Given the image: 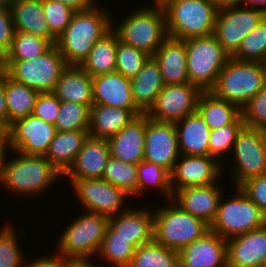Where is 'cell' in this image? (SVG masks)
<instances>
[{
  "label": "cell",
  "instance_id": "277c9868",
  "mask_svg": "<svg viewBox=\"0 0 266 267\" xmlns=\"http://www.w3.org/2000/svg\"><path fill=\"white\" fill-rule=\"evenodd\" d=\"M108 225V216L83 210L58 236L56 253L71 261L94 260Z\"/></svg>",
  "mask_w": 266,
  "mask_h": 267
},
{
  "label": "cell",
  "instance_id": "680465c9",
  "mask_svg": "<svg viewBox=\"0 0 266 267\" xmlns=\"http://www.w3.org/2000/svg\"><path fill=\"white\" fill-rule=\"evenodd\" d=\"M211 1H213L218 7L241 3V0H211Z\"/></svg>",
  "mask_w": 266,
  "mask_h": 267
},
{
  "label": "cell",
  "instance_id": "44dd1931",
  "mask_svg": "<svg viewBox=\"0 0 266 267\" xmlns=\"http://www.w3.org/2000/svg\"><path fill=\"white\" fill-rule=\"evenodd\" d=\"M132 207V208H131ZM149 207L130 206L126 211L109 217V227L116 235L128 240L135 248L153 240L154 213ZM152 210V211H151Z\"/></svg>",
  "mask_w": 266,
  "mask_h": 267
},
{
  "label": "cell",
  "instance_id": "6da1fadb",
  "mask_svg": "<svg viewBox=\"0 0 266 267\" xmlns=\"http://www.w3.org/2000/svg\"><path fill=\"white\" fill-rule=\"evenodd\" d=\"M12 152L9 150V155L6 156L0 177V184L12 196L23 197L26 200L28 197L29 200L37 198L48 193L49 187L63 179L61 172L45 156ZM10 154L13 156L10 157Z\"/></svg>",
  "mask_w": 266,
  "mask_h": 267
},
{
  "label": "cell",
  "instance_id": "8d00e7d4",
  "mask_svg": "<svg viewBox=\"0 0 266 267\" xmlns=\"http://www.w3.org/2000/svg\"><path fill=\"white\" fill-rule=\"evenodd\" d=\"M134 252L135 247L108 226L96 258L113 267H129Z\"/></svg>",
  "mask_w": 266,
  "mask_h": 267
},
{
  "label": "cell",
  "instance_id": "4dcf8cb0",
  "mask_svg": "<svg viewBox=\"0 0 266 267\" xmlns=\"http://www.w3.org/2000/svg\"><path fill=\"white\" fill-rule=\"evenodd\" d=\"M88 136V130L57 131L45 157L63 175L73 164Z\"/></svg>",
  "mask_w": 266,
  "mask_h": 267
},
{
  "label": "cell",
  "instance_id": "d590c367",
  "mask_svg": "<svg viewBox=\"0 0 266 267\" xmlns=\"http://www.w3.org/2000/svg\"><path fill=\"white\" fill-rule=\"evenodd\" d=\"M129 267H179L178 251L164 247L153 239L135 248Z\"/></svg>",
  "mask_w": 266,
  "mask_h": 267
},
{
  "label": "cell",
  "instance_id": "ba28073f",
  "mask_svg": "<svg viewBox=\"0 0 266 267\" xmlns=\"http://www.w3.org/2000/svg\"><path fill=\"white\" fill-rule=\"evenodd\" d=\"M235 188V195L228 199L222 194L217 214L210 225V230L223 237H232L266 226V213L258 208L239 187ZM230 198V199H229Z\"/></svg>",
  "mask_w": 266,
  "mask_h": 267
},
{
  "label": "cell",
  "instance_id": "3957f363",
  "mask_svg": "<svg viewBox=\"0 0 266 267\" xmlns=\"http://www.w3.org/2000/svg\"><path fill=\"white\" fill-rule=\"evenodd\" d=\"M140 6L125 15L115 24L112 16V29L120 41L142 50L151 57L168 37L166 15L163 6Z\"/></svg>",
  "mask_w": 266,
  "mask_h": 267
},
{
  "label": "cell",
  "instance_id": "9f6ffc18",
  "mask_svg": "<svg viewBox=\"0 0 266 267\" xmlns=\"http://www.w3.org/2000/svg\"><path fill=\"white\" fill-rule=\"evenodd\" d=\"M94 262V260L71 261V267H98L99 265Z\"/></svg>",
  "mask_w": 266,
  "mask_h": 267
},
{
  "label": "cell",
  "instance_id": "74e56055",
  "mask_svg": "<svg viewBox=\"0 0 266 267\" xmlns=\"http://www.w3.org/2000/svg\"><path fill=\"white\" fill-rule=\"evenodd\" d=\"M102 179L138 198L137 164L118 160L110 155Z\"/></svg>",
  "mask_w": 266,
  "mask_h": 267
},
{
  "label": "cell",
  "instance_id": "db71d44e",
  "mask_svg": "<svg viewBox=\"0 0 266 267\" xmlns=\"http://www.w3.org/2000/svg\"><path fill=\"white\" fill-rule=\"evenodd\" d=\"M243 6L260 9L266 13V0H241Z\"/></svg>",
  "mask_w": 266,
  "mask_h": 267
},
{
  "label": "cell",
  "instance_id": "ffe728a7",
  "mask_svg": "<svg viewBox=\"0 0 266 267\" xmlns=\"http://www.w3.org/2000/svg\"><path fill=\"white\" fill-rule=\"evenodd\" d=\"M229 267H266V226L227 239Z\"/></svg>",
  "mask_w": 266,
  "mask_h": 267
},
{
  "label": "cell",
  "instance_id": "5b68a950",
  "mask_svg": "<svg viewBox=\"0 0 266 267\" xmlns=\"http://www.w3.org/2000/svg\"><path fill=\"white\" fill-rule=\"evenodd\" d=\"M266 84V64L229 57L210 90L242 109Z\"/></svg>",
  "mask_w": 266,
  "mask_h": 267
},
{
  "label": "cell",
  "instance_id": "60d3db41",
  "mask_svg": "<svg viewBox=\"0 0 266 267\" xmlns=\"http://www.w3.org/2000/svg\"><path fill=\"white\" fill-rule=\"evenodd\" d=\"M244 126L242 114L231 124L210 131L209 155L216 158L223 166L232 153L238 132ZM226 157V158H225ZM224 158V159H223Z\"/></svg>",
  "mask_w": 266,
  "mask_h": 267
},
{
  "label": "cell",
  "instance_id": "f907efd6",
  "mask_svg": "<svg viewBox=\"0 0 266 267\" xmlns=\"http://www.w3.org/2000/svg\"><path fill=\"white\" fill-rule=\"evenodd\" d=\"M27 260L25 267H71V260L57 253L42 255L38 258L29 257Z\"/></svg>",
  "mask_w": 266,
  "mask_h": 267
},
{
  "label": "cell",
  "instance_id": "f1b7e54d",
  "mask_svg": "<svg viewBox=\"0 0 266 267\" xmlns=\"http://www.w3.org/2000/svg\"><path fill=\"white\" fill-rule=\"evenodd\" d=\"M180 155H209L211 129L196 111L175 123Z\"/></svg>",
  "mask_w": 266,
  "mask_h": 267
},
{
  "label": "cell",
  "instance_id": "f5cc1de1",
  "mask_svg": "<svg viewBox=\"0 0 266 267\" xmlns=\"http://www.w3.org/2000/svg\"><path fill=\"white\" fill-rule=\"evenodd\" d=\"M0 120L7 125V105L4 93V68L0 67Z\"/></svg>",
  "mask_w": 266,
  "mask_h": 267
},
{
  "label": "cell",
  "instance_id": "f546056e",
  "mask_svg": "<svg viewBox=\"0 0 266 267\" xmlns=\"http://www.w3.org/2000/svg\"><path fill=\"white\" fill-rule=\"evenodd\" d=\"M130 83L133 102L142 113H147L164 86L159 64L153 57L130 79Z\"/></svg>",
  "mask_w": 266,
  "mask_h": 267
},
{
  "label": "cell",
  "instance_id": "2e32d148",
  "mask_svg": "<svg viewBox=\"0 0 266 267\" xmlns=\"http://www.w3.org/2000/svg\"><path fill=\"white\" fill-rule=\"evenodd\" d=\"M222 169L223 164L210 155H180L170 173L172 192L218 183Z\"/></svg>",
  "mask_w": 266,
  "mask_h": 267
},
{
  "label": "cell",
  "instance_id": "94428289",
  "mask_svg": "<svg viewBox=\"0 0 266 267\" xmlns=\"http://www.w3.org/2000/svg\"><path fill=\"white\" fill-rule=\"evenodd\" d=\"M15 1L16 0H0V5L3 7L10 8Z\"/></svg>",
  "mask_w": 266,
  "mask_h": 267
},
{
  "label": "cell",
  "instance_id": "d4e9b609",
  "mask_svg": "<svg viewBox=\"0 0 266 267\" xmlns=\"http://www.w3.org/2000/svg\"><path fill=\"white\" fill-rule=\"evenodd\" d=\"M152 57L159 64L164 85L189 82L184 40L167 37Z\"/></svg>",
  "mask_w": 266,
  "mask_h": 267
},
{
  "label": "cell",
  "instance_id": "6f0895ef",
  "mask_svg": "<svg viewBox=\"0 0 266 267\" xmlns=\"http://www.w3.org/2000/svg\"><path fill=\"white\" fill-rule=\"evenodd\" d=\"M0 143H8V126L0 120Z\"/></svg>",
  "mask_w": 266,
  "mask_h": 267
},
{
  "label": "cell",
  "instance_id": "d6a6232c",
  "mask_svg": "<svg viewBox=\"0 0 266 267\" xmlns=\"http://www.w3.org/2000/svg\"><path fill=\"white\" fill-rule=\"evenodd\" d=\"M197 112L211 130L233 123L242 113L241 109L211 91H203L197 103Z\"/></svg>",
  "mask_w": 266,
  "mask_h": 267
},
{
  "label": "cell",
  "instance_id": "ee69618b",
  "mask_svg": "<svg viewBox=\"0 0 266 267\" xmlns=\"http://www.w3.org/2000/svg\"><path fill=\"white\" fill-rule=\"evenodd\" d=\"M151 56L118 38L115 71L128 79L134 78Z\"/></svg>",
  "mask_w": 266,
  "mask_h": 267
},
{
  "label": "cell",
  "instance_id": "7a4b0ae2",
  "mask_svg": "<svg viewBox=\"0 0 266 267\" xmlns=\"http://www.w3.org/2000/svg\"><path fill=\"white\" fill-rule=\"evenodd\" d=\"M99 6L75 11L70 23L57 38L55 46L67 65L80 66L94 44L112 28V12L105 6Z\"/></svg>",
  "mask_w": 266,
  "mask_h": 267
},
{
  "label": "cell",
  "instance_id": "836d02e7",
  "mask_svg": "<svg viewBox=\"0 0 266 267\" xmlns=\"http://www.w3.org/2000/svg\"><path fill=\"white\" fill-rule=\"evenodd\" d=\"M4 93L7 105V126L18 118L32 115L39 92L10 78L5 69Z\"/></svg>",
  "mask_w": 266,
  "mask_h": 267
},
{
  "label": "cell",
  "instance_id": "c3c4849f",
  "mask_svg": "<svg viewBox=\"0 0 266 267\" xmlns=\"http://www.w3.org/2000/svg\"><path fill=\"white\" fill-rule=\"evenodd\" d=\"M238 187L258 208L266 213V174L249 178Z\"/></svg>",
  "mask_w": 266,
  "mask_h": 267
},
{
  "label": "cell",
  "instance_id": "52a82bcc",
  "mask_svg": "<svg viewBox=\"0 0 266 267\" xmlns=\"http://www.w3.org/2000/svg\"><path fill=\"white\" fill-rule=\"evenodd\" d=\"M166 204L153 211V239L157 243L179 251L210 230V225L204 220L185 212L172 200Z\"/></svg>",
  "mask_w": 266,
  "mask_h": 267
},
{
  "label": "cell",
  "instance_id": "681fc988",
  "mask_svg": "<svg viewBox=\"0 0 266 267\" xmlns=\"http://www.w3.org/2000/svg\"><path fill=\"white\" fill-rule=\"evenodd\" d=\"M14 32L9 8L0 5V60L4 58L10 49Z\"/></svg>",
  "mask_w": 266,
  "mask_h": 267
},
{
  "label": "cell",
  "instance_id": "8992f818",
  "mask_svg": "<svg viewBox=\"0 0 266 267\" xmlns=\"http://www.w3.org/2000/svg\"><path fill=\"white\" fill-rule=\"evenodd\" d=\"M218 8L211 0H169L163 6L167 36L187 40L213 34Z\"/></svg>",
  "mask_w": 266,
  "mask_h": 267
},
{
  "label": "cell",
  "instance_id": "484cf974",
  "mask_svg": "<svg viewBox=\"0 0 266 267\" xmlns=\"http://www.w3.org/2000/svg\"><path fill=\"white\" fill-rule=\"evenodd\" d=\"M140 114H142L140 110L92 104L90 107L89 136L108 140Z\"/></svg>",
  "mask_w": 266,
  "mask_h": 267
},
{
  "label": "cell",
  "instance_id": "7bdbcfd3",
  "mask_svg": "<svg viewBox=\"0 0 266 267\" xmlns=\"http://www.w3.org/2000/svg\"><path fill=\"white\" fill-rule=\"evenodd\" d=\"M90 107L76 102L61 101L54 124L57 131L88 130Z\"/></svg>",
  "mask_w": 266,
  "mask_h": 267
},
{
  "label": "cell",
  "instance_id": "d6986e66",
  "mask_svg": "<svg viewBox=\"0 0 266 267\" xmlns=\"http://www.w3.org/2000/svg\"><path fill=\"white\" fill-rule=\"evenodd\" d=\"M218 183L182 188L172 194V201L182 210L211 225L214 221L223 189ZM222 190V191H221Z\"/></svg>",
  "mask_w": 266,
  "mask_h": 267
},
{
  "label": "cell",
  "instance_id": "7dc6e473",
  "mask_svg": "<svg viewBox=\"0 0 266 267\" xmlns=\"http://www.w3.org/2000/svg\"><path fill=\"white\" fill-rule=\"evenodd\" d=\"M60 103L61 101L53 92L39 93L32 115L41 118L45 122L55 124L59 114Z\"/></svg>",
  "mask_w": 266,
  "mask_h": 267
},
{
  "label": "cell",
  "instance_id": "4fadbf2b",
  "mask_svg": "<svg viewBox=\"0 0 266 267\" xmlns=\"http://www.w3.org/2000/svg\"><path fill=\"white\" fill-rule=\"evenodd\" d=\"M69 184L82 210L112 217L129 208L125 202L131 196L102 178L69 179Z\"/></svg>",
  "mask_w": 266,
  "mask_h": 267
},
{
  "label": "cell",
  "instance_id": "f35d334b",
  "mask_svg": "<svg viewBox=\"0 0 266 267\" xmlns=\"http://www.w3.org/2000/svg\"><path fill=\"white\" fill-rule=\"evenodd\" d=\"M11 224V225H10ZM14 223H7L0 229V267H25L27 256L19 244L25 231L14 228ZM20 238V239H19Z\"/></svg>",
  "mask_w": 266,
  "mask_h": 267
},
{
  "label": "cell",
  "instance_id": "4316f807",
  "mask_svg": "<svg viewBox=\"0 0 266 267\" xmlns=\"http://www.w3.org/2000/svg\"><path fill=\"white\" fill-rule=\"evenodd\" d=\"M15 32H26L47 39L52 45L57 38L50 32L42 0H16L9 8Z\"/></svg>",
  "mask_w": 266,
  "mask_h": 267
},
{
  "label": "cell",
  "instance_id": "b9f144b4",
  "mask_svg": "<svg viewBox=\"0 0 266 267\" xmlns=\"http://www.w3.org/2000/svg\"><path fill=\"white\" fill-rule=\"evenodd\" d=\"M231 57L239 61H254L266 64V16L241 41L237 51Z\"/></svg>",
  "mask_w": 266,
  "mask_h": 267
},
{
  "label": "cell",
  "instance_id": "11a10c76",
  "mask_svg": "<svg viewBox=\"0 0 266 267\" xmlns=\"http://www.w3.org/2000/svg\"><path fill=\"white\" fill-rule=\"evenodd\" d=\"M9 144L8 143H0V177L4 168V161L7 156V152H9Z\"/></svg>",
  "mask_w": 266,
  "mask_h": 267
},
{
  "label": "cell",
  "instance_id": "7c38bea8",
  "mask_svg": "<svg viewBox=\"0 0 266 267\" xmlns=\"http://www.w3.org/2000/svg\"><path fill=\"white\" fill-rule=\"evenodd\" d=\"M265 16L264 11L242 4L220 6L215 18L213 35L231 57L241 41Z\"/></svg>",
  "mask_w": 266,
  "mask_h": 267
},
{
  "label": "cell",
  "instance_id": "e0dca14e",
  "mask_svg": "<svg viewBox=\"0 0 266 267\" xmlns=\"http://www.w3.org/2000/svg\"><path fill=\"white\" fill-rule=\"evenodd\" d=\"M179 157L175 123L156 121L147 116L143 160L160 165L171 173Z\"/></svg>",
  "mask_w": 266,
  "mask_h": 267
},
{
  "label": "cell",
  "instance_id": "91938a15",
  "mask_svg": "<svg viewBox=\"0 0 266 267\" xmlns=\"http://www.w3.org/2000/svg\"><path fill=\"white\" fill-rule=\"evenodd\" d=\"M169 0H151L150 6H164Z\"/></svg>",
  "mask_w": 266,
  "mask_h": 267
},
{
  "label": "cell",
  "instance_id": "603a6c76",
  "mask_svg": "<svg viewBox=\"0 0 266 267\" xmlns=\"http://www.w3.org/2000/svg\"><path fill=\"white\" fill-rule=\"evenodd\" d=\"M147 114L132 119L118 134L107 141L110 155L118 160L138 164L143 161Z\"/></svg>",
  "mask_w": 266,
  "mask_h": 267
},
{
  "label": "cell",
  "instance_id": "5bb4252c",
  "mask_svg": "<svg viewBox=\"0 0 266 267\" xmlns=\"http://www.w3.org/2000/svg\"><path fill=\"white\" fill-rule=\"evenodd\" d=\"M203 91L190 82L164 85L146 113L153 120L176 123L197 111V103Z\"/></svg>",
  "mask_w": 266,
  "mask_h": 267
},
{
  "label": "cell",
  "instance_id": "8fae6325",
  "mask_svg": "<svg viewBox=\"0 0 266 267\" xmlns=\"http://www.w3.org/2000/svg\"><path fill=\"white\" fill-rule=\"evenodd\" d=\"M231 154L230 168H233L229 178L235 187L249 178L266 174V130L243 126Z\"/></svg>",
  "mask_w": 266,
  "mask_h": 267
},
{
  "label": "cell",
  "instance_id": "ac0fdd59",
  "mask_svg": "<svg viewBox=\"0 0 266 267\" xmlns=\"http://www.w3.org/2000/svg\"><path fill=\"white\" fill-rule=\"evenodd\" d=\"M179 267H225L227 240L209 230L178 251Z\"/></svg>",
  "mask_w": 266,
  "mask_h": 267
},
{
  "label": "cell",
  "instance_id": "ab89813d",
  "mask_svg": "<svg viewBox=\"0 0 266 267\" xmlns=\"http://www.w3.org/2000/svg\"><path fill=\"white\" fill-rule=\"evenodd\" d=\"M52 44L45 38L26 32H14L11 47L1 61L31 60L44 54Z\"/></svg>",
  "mask_w": 266,
  "mask_h": 267
},
{
  "label": "cell",
  "instance_id": "f6af8a7d",
  "mask_svg": "<svg viewBox=\"0 0 266 267\" xmlns=\"http://www.w3.org/2000/svg\"><path fill=\"white\" fill-rule=\"evenodd\" d=\"M42 5L50 32L58 38L70 23L75 10L55 0H42Z\"/></svg>",
  "mask_w": 266,
  "mask_h": 267
},
{
  "label": "cell",
  "instance_id": "7402d4cb",
  "mask_svg": "<svg viewBox=\"0 0 266 267\" xmlns=\"http://www.w3.org/2000/svg\"><path fill=\"white\" fill-rule=\"evenodd\" d=\"M110 157V147L106 139L88 136L73 164L63 174L68 179L102 178L105 165Z\"/></svg>",
  "mask_w": 266,
  "mask_h": 267
},
{
  "label": "cell",
  "instance_id": "e575fe53",
  "mask_svg": "<svg viewBox=\"0 0 266 267\" xmlns=\"http://www.w3.org/2000/svg\"><path fill=\"white\" fill-rule=\"evenodd\" d=\"M138 172V197L149 189L154 188L157 193L168 200L172 199L171 174L160 165L143 160L137 164ZM146 191V192H145Z\"/></svg>",
  "mask_w": 266,
  "mask_h": 267
},
{
  "label": "cell",
  "instance_id": "1f68e13d",
  "mask_svg": "<svg viewBox=\"0 0 266 267\" xmlns=\"http://www.w3.org/2000/svg\"><path fill=\"white\" fill-rule=\"evenodd\" d=\"M118 36L111 28L90 50L80 65L91 77L115 72Z\"/></svg>",
  "mask_w": 266,
  "mask_h": 267
},
{
  "label": "cell",
  "instance_id": "9a60e30c",
  "mask_svg": "<svg viewBox=\"0 0 266 267\" xmlns=\"http://www.w3.org/2000/svg\"><path fill=\"white\" fill-rule=\"evenodd\" d=\"M56 132L54 124L36 116L18 118L8 126L9 149L25 155L45 156Z\"/></svg>",
  "mask_w": 266,
  "mask_h": 267
},
{
  "label": "cell",
  "instance_id": "83f0119b",
  "mask_svg": "<svg viewBox=\"0 0 266 267\" xmlns=\"http://www.w3.org/2000/svg\"><path fill=\"white\" fill-rule=\"evenodd\" d=\"M91 77L81 66L68 65L60 75L53 93L60 101L93 104Z\"/></svg>",
  "mask_w": 266,
  "mask_h": 267
},
{
  "label": "cell",
  "instance_id": "cb8c5ba5",
  "mask_svg": "<svg viewBox=\"0 0 266 267\" xmlns=\"http://www.w3.org/2000/svg\"><path fill=\"white\" fill-rule=\"evenodd\" d=\"M92 93L93 104L139 110L132 99L130 79L116 71L93 77Z\"/></svg>",
  "mask_w": 266,
  "mask_h": 267
},
{
  "label": "cell",
  "instance_id": "30bf717a",
  "mask_svg": "<svg viewBox=\"0 0 266 267\" xmlns=\"http://www.w3.org/2000/svg\"><path fill=\"white\" fill-rule=\"evenodd\" d=\"M187 51L189 82L202 91H210L216 84L229 55L213 34L184 40Z\"/></svg>",
  "mask_w": 266,
  "mask_h": 267
},
{
  "label": "cell",
  "instance_id": "9c48e42d",
  "mask_svg": "<svg viewBox=\"0 0 266 267\" xmlns=\"http://www.w3.org/2000/svg\"><path fill=\"white\" fill-rule=\"evenodd\" d=\"M67 66L55 44L31 60L1 61V67L10 78L39 93L53 92Z\"/></svg>",
  "mask_w": 266,
  "mask_h": 267
},
{
  "label": "cell",
  "instance_id": "816d5d0a",
  "mask_svg": "<svg viewBox=\"0 0 266 267\" xmlns=\"http://www.w3.org/2000/svg\"><path fill=\"white\" fill-rule=\"evenodd\" d=\"M62 4L70 6L75 11L88 10L96 5L98 1L96 0H55Z\"/></svg>",
  "mask_w": 266,
  "mask_h": 267
},
{
  "label": "cell",
  "instance_id": "bcb514c9",
  "mask_svg": "<svg viewBox=\"0 0 266 267\" xmlns=\"http://www.w3.org/2000/svg\"><path fill=\"white\" fill-rule=\"evenodd\" d=\"M244 126L266 130V84L241 109Z\"/></svg>",
  "mask_w": 266,
  "mask_h": 267
}]
</instances>
